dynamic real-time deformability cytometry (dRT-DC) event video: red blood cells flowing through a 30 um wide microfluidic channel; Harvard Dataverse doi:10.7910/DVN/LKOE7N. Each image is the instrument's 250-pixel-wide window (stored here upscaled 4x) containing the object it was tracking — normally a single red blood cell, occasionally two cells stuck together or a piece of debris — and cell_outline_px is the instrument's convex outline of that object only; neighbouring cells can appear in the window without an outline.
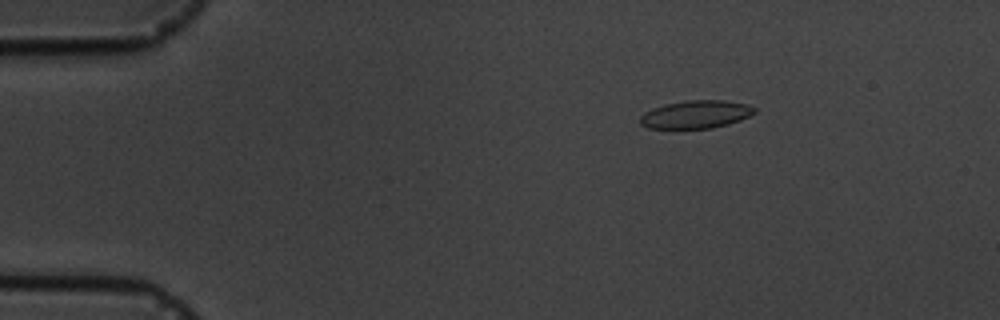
{"species": "common noctule bat (a hibernating species)", "species_latin": "Nyctalus noctula", "temperature_condition": "cold", "stored_images_in_passage": 5, "camera_frame_rate_fps": 3000, "um_per_image_px": 0.085, "animal": {"sex": "male", "body_mass_g": 19.5, "forearm_length_mm": 54.6}, "frame": {"image": 1, "passage_image": 3, "time_ms": 2.333, "image_size_px": [1000, 320], "cell_outline_px": [[756, 112], [740, 120], [728, 124], [712, 128], [648, 128], [640, 124], [640, 116], [644, 112], [652, 108], [664, 104], [688, 100], [724, 100], [748, 104], [756, 108]], "centroid_in_image_um": [59.15, 9.71], "position_along_channel_um": 25.9, "area_um2": 18.67}}
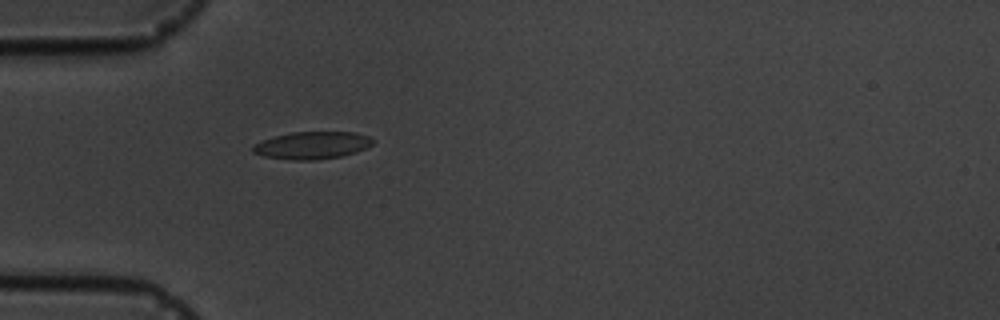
{"frame": {"image": 2, "passage_image": 5, "time_ms": 5.0, "image_size_px": [1000, 320], "cell_outline_px": [[372, 144], [356, 152], [340, 156], [316, 160], [292, 160], [264, 156], [252, 152], [252, 148], [256, 144], [264, 140], [276, 136], [292, 132], [356, 132], [368, 136], [372, 140]], "centroid_in_image_um": [26.53, 12.35], "position_along_channel_um": 58.5, "area_um2": 18.84}}